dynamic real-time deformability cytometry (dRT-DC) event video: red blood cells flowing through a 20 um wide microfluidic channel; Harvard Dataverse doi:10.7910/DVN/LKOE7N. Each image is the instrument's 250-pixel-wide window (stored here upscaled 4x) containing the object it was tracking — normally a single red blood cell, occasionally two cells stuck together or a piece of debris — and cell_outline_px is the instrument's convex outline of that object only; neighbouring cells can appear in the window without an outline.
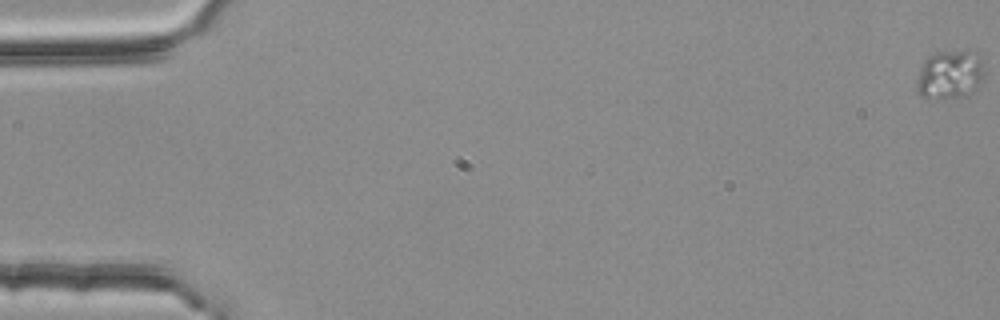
{"species": "common noctule bat (a hibernating species)", "species_latin": "Nyctalus noctula", "temperature_condition": "room temperature", "stored_images_in_passage": 57, "camera_frame_rate_fps": 3000, "um_per_image_px": 0.085, "animal": {"sex": "female", "body_mass_g": 25.1}, "frame": {"image": 1, "passage_image": 1, "time_ms": 0.0, "image_size_px": [1000, 320], "cell_outline_px": [[984, 72], [980, 80], [972, 92], [968, 96], [920, 96], [916, 88], [916, 84], [920, 68], [924, 60], [928, 56], [936, 52], [968, 48], [980, 56], [984, 64]], "centroid_in_image_um": [80.76, 6.25], "position_along_channel_um": 4.2, "area_um2": 19.19}}